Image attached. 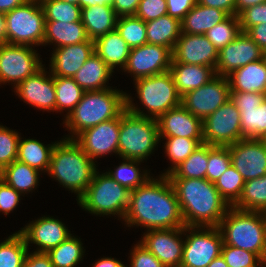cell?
Segmentation results:
<instances>
[{"label": "cell", "instance_id": "8992f818", "mask_svg": "<svg viewBox=\"0 0 266 267\" xmlns=\"http://www.w3.org/2000/svg\"><path fill=\"white\" fill-rule=\"evenodd\" d=\"M136 92L148 114L135 107L131 96L126 95V109L134 115L158 119L168 110L181 104V95L178 93L171 73L165 72L134 81Z\"/></svg>", "mask_w": 266, "mask_h": 267}, {"label": "cell", "instance_id": "8fae6325", "mask_svg": "<svg viewBox=\"0 0 266 267\" xmlns=\"http://www.w3.org/2000/svg\"><path fill=\"white\" fill-rule=\"evenodd\" d=\"M38 53L28 45L0 44V84L14 82V88L44 65Z\"/></svg>", "mask_w": 266, "mask_h": 267}, {"label": "cell", "instance_id": "f1b7e54d", "mask_svg": "<svg viewBox=\"0 0 266 267\" xmlns=\"http://www.w3.org/2000/svg\"><path fill=\"white\" fill-rule=\"evenodd\" d=\"M112 72L108 65L94 52L76 72L73 79L84 91H99L111 88L106 84Z\"/></svg>", "mask_w": 266, "mask_h": 267}, {"label": "cell", "instance_id": "52a82bcc", "mask_svg": "<svg viewBox=\"0 0 266 267\" xmlns=\"http://www.w3.org/2000/svg\"><path fill=\"white\" fill-rule=\"evenodd\" d=\"M159 142L157 119L137 116L127 109L121 113L118 155L122 159L144 161Z\"/></svg>", "mask_w": 266, "mask_h": 267}, {"label": "cell", "instance_id": "ac0fdd59", "mask_svg": "<svg viewBox=\"0 0 266 267\" xmlns=\"http://www.w3.org/2000/svg\"><path fill=\"white\" fill-rule=\"evenodd\" d=\"M120 124L121 114L84 130L74 140L93 161L111 152L118 154Z\"/></svg>", "mask_w": 266, "mask_h": 267}, {"label": "cell", "instance_id": "d6a6232c", "mask_svg": "<svg viewBox=\"0 0 266 267\" xmlns=\"http://www.w3.org/2000/svg\"><path fill=\"white\" fill-rule=\"evenodd\" d=\"M40 171L15 160L0 172V179L21 194L36 189Z\"/></svg>", "mask_w": 266, "mask_h": 267}, {"label": "cell", "instance_id": "681fc988", "mask_svg": "<svg viewBox=\"0 0 266 267\" xmlns=\"http://www.w3.org/2000/svg\"><path fill=\"white\" fill-rule=\"evenodd\" d=\"M167 15L166 0H140L136 17L147 22Z\"/></svg>", "mask_w": 266, "mask_h": 267}, {"label": "cell", "instance_id": "83f0119b", "mask_svg": "<svg viewBox=\"0 0 266 267\" xmlns=\"http://www.w3.org/2000/svg\"><path fill=\"white\" fill-rule=\"evenodd\" d=\"M130 49L116 29L94 40V52L113 72L116 66L124 69Z\"/></svg>", "mask_w": 266, "mask_h": 267}, {"label": "cell", "instance_id": "d6986e66", "mask_svg": "<svg viewBox=\"0 0 266 267\" xmlns=\"http://www.w3.org/2000/svg\"><path fill=\"white\" fill-rule=\"evenodd\" d=\"M264 56L265 52L258 44L246 32L241 31L234 41L218 51L215 73L218 76H227L242 66L263 59Z\"/></svg>", "mask_w": 266, "mask_h": 267}, {"label": "cell", "instance_id": "6da1fadb", "mask_svg": "<svg viewBox=\"0 0 266 267\" xmlns=\"http://www.w3.org/2000/svg\"><path fill=\"white\" fill-rule=\"evenodd\" d=\"M128 226L151 229L185 227L178 198L166 175L150 177L130 191L129 206L123 219Z\"/></svg>", "mask_w": 266, "mask_h": 267}, {"label": "cell", "instance_id": "ab89813d", "mask_svg": "<svg viewBox=\"0 0 266 267\" xmlns=\"http://www.w3.org/2000/svg\"><path fill=\"white\" fill-rule=\"evenodd\" d=\"M166 139L165 153L170 161L171 167L161 175L170 174L178 165H180L190 154H192L198 146L203 142V139H191L185 137H160Z\"/></svg>", "mask_w": 266, "mask_h": 267}, {"label": "cell", "instance_id": "74e56055", "mask_svg": "<svg viewBox=\"0 0 266 267\" xmlns=\"http://www.w3.org/2000/svg\"><path fill=\"white\" fill-rule=\"evenodd\" d=\"M56 91V112L67 109L69 115L75 106L81 101L85 91L73 78L54 77Z\"/></svg>", "mask_w": 266, "mask_h": 267}, {"label": "cell", "instance_id": "484cf974", "mask_svg": "<svg viewBox=\"0 0 266 267\" xmlns=\"http://www.w3.org/2000/svg\"><path fill=\"white\" fill-rule=\"evenodd\" d=\"M178 93H185L207 84L215 76V70L210 66L171 62L169 69Z\"/></svg>", "mask_w": 266, "mask_h": 267}, {"label": "cell", "instance_id": "d590c367", "mask_svg": "<svg viewBox=\"0 0 266 267\" xmlns=\"http://www.w3.org/2000/svg\"><path fill=\"white\" fill-rule=\"evenodd\" d=\"M208 164V144L202 143L180 165H178L168 178H205Z\"/></svg>", "mask_w": 266, "mask_h": 267}, {"label": "cell", "instance_id": "44dd1931", "mask_svg": "<svg viewBox=\"0 0 266 267\" xmlns=\"http://www.w3.org/2000/svg\"><path fill=\"white\" fill-rule=\"evenodd\" d=\"M43 66L32 76L27 77L16 87V94L25 103L38 109L56 111V91L54 86V76L49 74Z\"/></svg>", "mask_w": 266, "mask_h": 267}, {"label": "cell", "instance_id": "9f6ffc18", "mask_svg": "<svg viewBox=\"0 0 266 267\" xmlns=\"http://www.w3.org/2000/svg\"><path fill=\"white\" fill-rule=\"evenodd\" d=\"M23 267H54L50 256L45 252L27 253Z\"/></svg>", "mask_w": 266, "mask_h": 267}, {"label": "cell", "instance_id": "03108f58", "mask_svg": "<svg viewBox=\"0 0 266 267\" xmlns=\"http://www.w3.org/2000/svg\"><path fill=\"white\" fill-rule=\"evenodd\" d=\"M207 267H228V265L220 254L218 257L213 259Z\"/></svg>", "mask_w": 266, "mask_h": 267}, {"label": "cell", "instance_id": "603a6c76", "mask_svg": "<svg viewBox=\"0 0 266 267\" xmlns=\"http://www.w3.org/2000/svg\"><path fill=\"white\" fill-rule=\"evenodd\" d=\"M159 137L203 139L202 120L181 104L168 110L158 119Z\"/></svg>", "mask_w": 266, "mask_h": 267}, {"label": "cell", "instance_id": "ffe728a7", "mask_svg": "<svg viewBox=\"0 0 266 267\" xmlns=\"http://www.w3.org/2000/svg\"><path fill=\"white\" fill-rule=\"evenodd\" d=\"M210 66L218 62V50L205 35L181 33L172 51V61Z\"/></svg>", "mask_w": 266, "mask_h": 267}, {"label": "cell", "instance_id": "1f68e13d", "mask_svg": "<svg viewBox=\"0 0 266 267\" xmlns=\"http://www.w3.org/2000/svg\"><path fill=\"white\" fill-rule=\"evenodd\" d=\"M181 34V21L169 15L146 22L147 43L165 46L173 51Z\"/></svg>", "mask_w": 266, "mask_h": 267}, {"label": "cell", "instance_id": "f546056e", "mask_svg": "<svg viewBox=\"0 0 266 267\" xmlns=\"http://www.w3.org/2000/svg\"><path fill=\"white\" fill-rule=\"evenodd\" d=\"M90 40L87 36L86 29L81 21L77 22H60L45 21V35L43 45L53 44L56 48L78 44Z\"/></svg>", "mask_w": 266, "mask_h": 267}, {"label": "cell", "instance_id": "f907efd6", "mask_svg": "<svg viewBox=\"0 0 266 267\" xmlns=\"http://www.w3.org/2000/svg\"><path fill=\"white\" fill-rule=\"evenodd\" d=\"M238 18L243 32H247L252 26L266 23V2L243 10Z\"/></svg>", "mask_w": 266, "mask_h": 267}, {"label": "cell", "instance_id": "bcb514c9", "mask_svg": "<svg viewBox=\"0 0 266 267\" xmlns=\"http://www.w3.org/2000/svg\"><path fill=\"white\" fill-rule=\"evenodd\" d=\"M231 165L229 147L208 144V164L205 178L214 183Z\"/></svg>", "mask_w": 266, "mask_h": 267}, {"label": "cell", "instance_id": "d4e9b609", "mask_svg": "<svg viewBox=\"0 0 266 267\" xmlns=\"http://www.w3.org/2000/svg\"><path fill=\"white\" fill-rule=\"evenodd\" d=\"M227 79L231 92L266 94V58L232 71Z\"/></svg>", "mask_w": 266, "mask_h": 267}, {"label": "cell", "instance_id": "ba28073f", "mask_svg": "<svg viewBox=\"0 0 266 267\" xmlns=\"http://www.w3.org/2000/svg\"><path fill=\"white\" fill-rule=\"evenodd\" d=\"M130 190L112 179L108 173L96 171L93 180L77 202L94 215H118L124 219L129 206Z\"/></svg>", "mask_w": 266, "mask_h": 267}, {"label": "cell", "instance_id": "6125c7cd", "mask_svg": "<svg viewBox=\"0 0 266 267\" xmlns=\"http://www.w3.org/2000/svg\"><path fill=\"white\" fill-rule=\"evenodd\" d=\"M26 0H0V12L7 13L20 6Z\"/></svg>", "mask_w": 266, "mask_h": 267}, {"label": "cell", "instance_id": "2e32d148", "mask_svg": "<svg viewBox=\"0 0 266 267\" xmlns=\"http://www.w3.org/2000/svg\"><path fill=\"white\" fill-rule=\"evenodd\" d=\"M184 233V227L151 229L143 234L144 236L139 243L166 267H180L184 247L181 235Z\"/></svg>", "mask_w": 266, "mask_h": 267}, {"label": "cell", "instance_id": "9c48e42d", "mask_svg": "<svg viewBox=\"0 0 266 267\" xmlns=\"http://www.w3.org/2000/svg\"><path fill=\"white\" fill-rule=\"evenodd\" d=\"M45 14L39 0H26L5 13V43L43 45Z\"/></svg>", "mask_w": 266, "mask_h": 267}, {"label": "cell", "instance_id": "94428289", "mask_svg": "<svg viewBox=\"0 0 266 267\" xmlns=\"http://www.w3.org/2000/svg\"><path fill=\"white\" fill-rule=\"evenodd\" d=\"M266 2V0H235L236 16H238L243 10Z\"/></svg>", "mask_w": 266, "mask_h": 267}, {"label": "cell", "instance_id": "4316f807", "mask_svg": "<svg viewBox=\"0 0 266 267\" xmlns=\"http://www.w3.org/2000/svg\"><path fill=\"white\" fill-rule=\"evenodd\" d=\"M117 20L118 15L112 5L102 4L81 8V22L90 40L94 41L115 30Z\"/></svg>", "mask_w": 266, "mask_h": 267}, {"label": "cell", "instance_id": "5b68a950", "mask_svg": "<svg viewBox=\"0 0 266 267\" xmlns=\"http://www.w3.org/2000/svg\"><path fill=\"white\" fill-rule=\"evenodd\" d=\"M218 228L223 237V245L253 252L266 262V218L263 212L230 207Z\"/></svg>", "mask_w": 266, "mask_h": 267}, {"label": "cell", "instance_id": "7a4b0ae2", "mask_svg": "<svg viewBox=\"0 0 266 267\" xmlns=\"http://www.w3.org/2000/svg\"><path fill=\"white\" fill-rule=\"evenodd\" d=\"M168 179L178 198L185 226H219L230 206L214 183L206 178Z\"/></svg>", "mask_w": 266, "mask_h": 267}, {"label": "cell", "instance_id": "e7e4bbea", "mask_svg": "<svg viewBox=\"0 0 266 267\" xmlns=\"http://www.w3.org/2000/svg\"><path fill=\"white\" fill-rule=\"evenodd\" d=\"M5 43V13L0 12V44Z\"/></svg>", "mask_w": 266, "mask_h": 267}, {"label": "cell", "instance_id": "4fadbf2b", "mask_svg": "<svg viewBox=\"0 0 266 267\" xmlns=\"http://www.w3.org/2000/svg\"><path fill=\"white\" fill-rule=\"evenodd\" d=\"M227 76L216 75L207 84L185 93L181 105L202 121L230 99Z\"/></svg>", "mask_w": 266, "mask_h": 267}, {"label": "cell", "instance_id": "836d02e7", "mask_svg": "<svg viewBox=\"0 0 266 267\" xmlns=\"http://www.w3.org/2000/svg\"><path fill=\"white\" fill-rule=\"evenodd\" d=\"M18 143L17 160L29 165L38 171L48 172L50 166V158L55 143L45 146L36 139L21 140Z\"/></svg>", "mask_w": 266, "mask_h": 267}, {"label": "cell", "instance_id": "003e7915", "mask_svg": "<svg viewBox=\"0 0 266 267\" xmlns=\"http://www.w3.org/2000/svg\"><path fill=\"white\" fill-rule=\"evenodd\" d=\"M62 1L69 2L71 4H75V5H78V6H79V2H80V0H62Z\"/></svg>", "mask_w": 266, "mask_h": 267}, {"label": "cell", "instance_id": "c3c4849f", "mask_svg": "<svg viewBox=\"0 0 266 267\" xmlns=\"http://www.w3.org/2000/svg\"><path fill=\"white\" fill-rule=\"evenodd\" d=\"M221 255L228 267H258L263 261L253 252L222 245Z\"/></svg>", "mask_w": 266, "mask_h": 267}, {"label": "cell", "instance_id": "816d5d0a", "mask_svg": "<svg viewBox=\"0 0 266 267\" xmlns=\"http://www.w3.org/2000/svg\"><path fill=\"white\" fill-rule=\"evenodd\" d=\"M130 267H166L142 244H135L131 250Z\"/></svg>", "mask_w": 266, "mask_h": 267}, {"label": "cell", "instance_id": "7c38bea8", "mask_svg": "<svg viewBox=\"0 0 266 267\" xmlns=\"http://www.w3.org/2000/svg\"><path fill=\"white\" fill-rule=\"evenodd\" d=\"M203 142L211 146L228 147L243 139L240 111L229 99L202 121Z\"/></svg>", "mask_w": 266, "mask_h": 267}, {"label": "cell", "instance_id": "680465c9", "mask_svg": "<svg viewBox=\"0 0 266 267\" xmlns=\"http://www.w3.org/2000/svg\"><path fill=\"white\" fill-rule=\"evenodd\" d=\"M246 33L266 52V23L252 26Z\"/></svg>", "mask_w": 266, "mask_h": 267}, {"label": "cell", "instance_id": "11a10c76", "mask_svg": "<svg viewBox=\"0 0 266 267\" xmlns=\"http://www.w3.org/2000/svg\"><path fill=\"white\" fill-rule=\"evenodd\" d=\"M140 0H114L112 7L118 17L135 16Z\"/></svg>", "mask_w": 266, "mask_h": 267}, {"label": "cell", "instance_id": "7bdbcfd3", "mask_svg": "<svg viewBox=\"0 0 266 267\" xmlns=\"http://www.w3.org/2000/svg\"><path fill=\"white\" fill-rule=\"evenodd\" d=\"M130 48L147 43L146 22L136 16L118 17L116 28Z\"/></svg>", "mask_w": 266, "mask_h": 267}, {"label": "cell", "instance_id": "a7ac6f4b", "mask_svg": "<svg viewBox=\"0 0 266 267\" xmlns=\"http://www.w3.org/2000/svg\"><path fill=\"white\" fill-rule=\"evenodd\" d=\"M258 267H266V262H262Z\"/></svg>", "mask_w": 266, "mask_h": 267}, {"label": "cell", "instance_id": "89a4df30", "mask_svg": "<svg viewBox=\"0 0 266 267\" xmlns=\"http://www.w3.org/2000/svg\"><path fill=\"white\" fill-rule=\"evenodd\" d=\"M264 142H265V144H266V135L264 136V138L262 139Z\"/></svg>", "mask_w": 266, "mask_h": 267}, {"label": "cell", "instance_id": "7dc6e473", "mask_svg": "<svg viewBox=\"0 0 266 267\" xmlns=\"http://www.w3.org/2000/svg\"><path fill=\"white\" fill-rule=\"evenodd\" d=\"M20 135L0 125V172L17 160Z\"/></svg>", "mask_w": 266, "mask_h": 267}, {"label": "cell", "instance_id": "6f0895ef", "mask_svg": "<svg viewBox=\"0 0 266 267\" xmlns=\"http://www.w3.org/2000/svg\"><path fill=\"white\" fill-rule=\"evenodd\" d=\"M198 4L213 7L226 12L229 16L236 15L235 0H197Z\"/></svg>", "mask_w": 266, "mask_h": 267}, {"label": "cell", "instance_id": "277c9868", "mask_svg": "<svg viewBox=\"0 0 266 267\" xmlns=\"http://www.w3.org/2000/svg\"><path fill=\"white\" fill-rule=\"evenodd\" d=\"M125 109L126 93L123 91L112 88L85 91L81 101L65 117V127L72 133L65 138L75 139L84 130L117 118Z\"/></svg>", "mask_w": 266, "mask_h": 267}, {"label": "cell", "instance_id": "f6af8a7d", "mask_svg": "<svg viewBox=\"0 0 266 267\" xmlns=\"http://www.w3.org/2000/svg\"><path fill=\"white\" fill-rule=\"evenodd\" d=\"M241 31L238 16L230 15L223 22L216 24L208 30L205 36L219 51L228 43L234 41Z\"/></svg>", "mask_w": 266, "mask_h": 267}, {"label": "cell", "instance_id": "db71d44e", "mask_svg": "<svg viewBox=\"0 0 266 267\" xmlns=\"http://www.w3.org/2000/svg\"><path fill=\"white\" fill-rule=\"evenodd\" d=\"M167 15L182 21L185 15L197 4V0H166Z\"/></svg>", "mask_w": 266, "mask_h": 267}, {"label": "cell", "instance_id": "9a60e30c", "mask_svg": "<svg viewBox=\"0 0 266 267\" xmlns=\"http://www.w3.org/2000/svg\"><path fill=\"white\" fill-rule=\"evenodd\" d=\"M172 51L165 47L146 43L130 49L124 72L133 73L134 81L168 72Z\"/></svg>", "mask_w": 266, "mask_h": 267}, {"label": "cell", "instance_id": "be15d7a7", "mask_svg": "<svg viewBox=\"0 0 266 267\" xmlns=\"http://www.w3.org/2000/svg\"><path fill=\"white\" fill-rule=\"evenodd\" d=\"M114 0H80L79 7H90L96 5H112Z\"/></svg>", "mask_w": 266, "mask_h": 267}, {"label": "cell", "instance_id": "8d00e7d4", "mask_svg": "<svg viewBox=\"0 0 266 267\" xmlns=\"http://www.w3.org/2000/svg\"><path fill=\"white\" fill-rule=\"evenodd\" d=\"M83 249L81 240L70 235L57 247L50 249L47 254L54 267H74L83 259V253H85Z\"/></svg>", "mask_w": 266, "mask_h": 267}, {"label": "cell", "instance_id": "cb8c5ba5", "mask_svg": "<svg viewBox=\"0 0 266 267\" xmlns=\"http://www.w3.org/2000/svg\"><path fill=\"white\" fill-rule=\"evenodd\" d=\"M94 53V41H84L53 50L50 67L54 77L73 78L86 60Z\"/></svg>", "mask_w": 266, "mask_h": 267}, {"label": "cell", "instance_id": "7402d4cb", "mask_svg": "<svg viewBox=\"0 0 266 267\" xmlns=\"http://www.w3.org/2000/svg\"><path fill=\"white\" fill-rule=\"evenodd\" d=\"M64 224L53 217L43 216L31 221L19 232L23 235L28 248L30 243H34L38 246L36 252L47 253L72 235Z\"/></svg>", "mask_w": 266, "mask_h": 267}, {"label": "cell", "instance_id": "ee69618b", "mask_svg": "<svg viewBox=\"0 0 266 267\" xmlns=\"http://www.w3.org/2000/svg\"><path fill=\"white\" fill-rule=\"evenodd\" d=\"M45 14V21H81V8L62 0H39Z\"/></svg>", "mask_w": 266, "mask_h": 267}, {"label": "cell", "instance_id": "30bf717a", "mask_svg": "<svg viewBox=\"0 0 266 267\" xmlns=\"http://www.w3.org/2000/svg\"><path fill=\"white\" fill-rule=\"evenodd\" d=\"M184 232L189 235L185 233L180 267H207L221 254L223 237L218 227L185 226Z\"/></svg>", "mask_w": 266, "mask_h": 267}, {"label": "cell", "instance_id": "f5cc1de1", "mask_svg": "<svg viewBox=\"0 0 266 267\" xmlns=\"http://www.w3.org/2000/svg\"><path fill=\"white\" fill-rule=\"evenodd\" d=\"M21 193L0 179V211L8 215L19 204Z\"/></svg>", "mask_w": 266, "mask_h": 267}, {"label": "cell", "instance_id": "4dcf8cb0", "mask_svg": "<svg viewBox=\"0 0 266 267\" xmlns=\"http://www.w3.org/2000/svg\"><path fill=\"white\" fill-rule=\"evenodd\" d=\"M228 17L229 15L220 9L197 3L181 21V33L205 35L213 26Z\"/></svg>", "mask_w": 266, "mask_h": 267}, {"label": "cell", "instance_id": "3957f363", "mask_svg": "<svg viewBox=\"0 0 266 267\" xmlns=\"http://www.w3.org/2000/svg\"><path fill=\"white\" fill-rule=\"evenodd\" d=\"M96 167L74 139L65 138L55 142L47 173L64 188L76 193L79 199L93 180Z\"/></svg>", "mask_w": 266, "mask_h": 267}, {"label": "cell", "instance_id": "e575fe53", "mask_svg": "<svg viewBox=\"0 0 266 267\" xmlns=\"http://www.w3.org/2000/svg\"><path fill=\"white\" fill-rule=\"evenodd\" d=\"M244 211H266V175L245 181L242 195L233 206Z\"/></svg>", "mask_w": 266, "mask_h": 267}, {"label": "cell", "instance_id": "5bb4252c", "mask_svg": "<svg viewBox=\"0 0 266 267\" xmlns=\"http://www.w3.org/2000/svg\"><path fill=\"white\" fill-rule=\"evenodd\" d=\"M230 99L240 111L243 139H263L266 135V94L230 92Z\"/></svg>", "mask_w": 266, "mask_h": 267}, {"label": "cell", "instance_id": "60d3db41", "mask_svg": "<svg viewBox=\"0 0 266 267\" xmlns=\"http://www.w3.org/2000/svg\"><path fill=\"white\" fill-rule=\"evenodd\" d=\"M123 162L117 166L115 171H106L109 176L116 180L120 185L132 191L143 185L149 178V173L139 171L138 165L142 162L139 160L122 159ZM141 172V173H140Z\"/></svg>", "mask_w": 266, "mask_h": 267}, {"label": "cell", "instance_id": "b9f144b4", "mask_svg": "<svg viewBox=\"0 0 266 267\" xmlns=\"http://www.w3.org/2000/svg\"><path fill=\"white\" fill-rule=\"evenodd\" d=\"M245 180L242 175L232 166L214 182V185L221 197L233 207L240 199Z\"/></svg>", "mask_w": 266, "mask_h": 267}, {"label": "cell", "instance_id": "e0dca14e", "mask_svg": "<svg viewBox=\"0 0 266 267\" xmlns=\"http://www.w3.org/2000/svg\"><path fill=\"white\" fill-rule=\"evenodd\" d=\"M228 147L231 164L245 181L266 175V144L262 139H242Z\"/></svg>", "mask_w": 266, "mask_h": 267}, {"label": "cell", "instance_id": "91938a15", "mask_svg": "<svg viewBox=\"0 0 266 267\" xmlns=\"http://www.w3.org/2000/svg\"><path fill=\"white\" fill-rule=\"evenodd\" d=\"M92 267H127L121 261L115 258L105 257L95 262Z\"/></svg>", "mask_w": 266, "mask_h": 267}, {"label": "cell", "instance_id": "f35d334b", "mask_svg": "<svg viewBox=\"0 0 266 267\" xmlns=\"http://www.w3.org/2000/svg\"><path fill=\"white\" fill-rule=\"evenodd\" d=\"M28 249L23 235L13 233L0 243V267H23Z\"/></svg>", "mask_w": 266, "mask_h": 267}]
</instances>
